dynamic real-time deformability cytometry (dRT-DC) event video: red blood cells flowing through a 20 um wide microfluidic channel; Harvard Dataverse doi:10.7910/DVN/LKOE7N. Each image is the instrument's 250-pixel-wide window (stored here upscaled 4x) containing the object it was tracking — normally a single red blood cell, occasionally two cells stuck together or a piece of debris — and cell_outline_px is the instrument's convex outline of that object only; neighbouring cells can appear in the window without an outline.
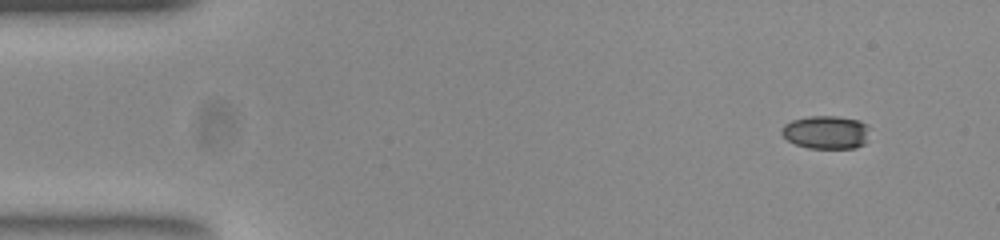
{"species": "common noctule bat (a hibernating species)", "species_latin": "Nyctalus noctula", "temperature_condition": "room temperature", "stored_images_in_passage": 49, "camera_frame_rate_fps": 3000, "um_per_image_px": 0.085, "animal": {"sex": "female", "body_mass_g": 23.0, "forearm_length_mm": 53.4}, "frame": {"image": 1, "passage_image": 1, "time_ms": 0.0, "image_size_px": [1000, 240], "cell_outline_px": [[868, 128], [864, 144], [856, 148], [808, 148], [796, 144], [788, 140], [780, 132], [780, 128], [784, 124], [792, 120], [808, 116], [836, 116], [860, 120], [868, 124]], "centroid_in_image_um": [70.2, 11.23], "position_along_channel_um": 14.8, "area_um2": 17.11}}
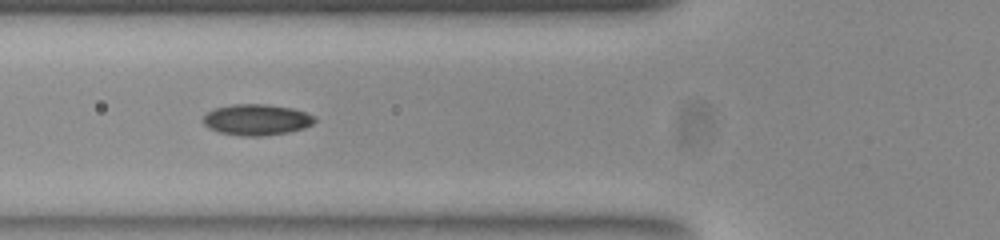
{"frame": {"image": 2, "passage_image": 16, "time_ms": 5.0, "image_size_px": [1000, 240], "cell_outline_px": [[316, 120], [312, 124], [304, 128], [288, 132], [264, 136], [240, 136], [220, 132], [208, 128], [204, 124], [204, 116], [208, 112], [216, 108], [232, 104], [264, 104], [292, 108], [316, 116]], "centroid_in_image_um": [21.83, 10.18], "position_along_channel_um": 104.0, "area_um2": 20.11}}
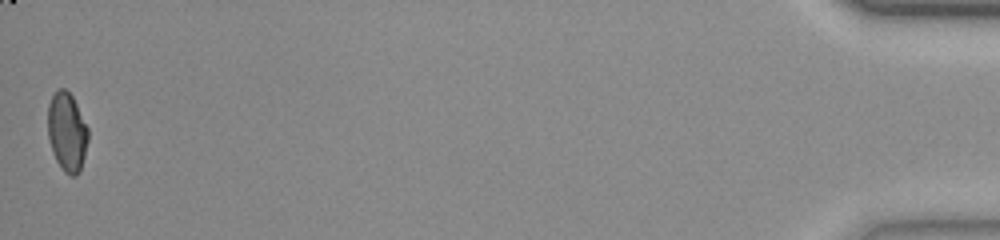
{"frame": {"image": 3, "passage_image": 49, "time_ms": 16.0, "image_size_px": [1000, 240], "cell_outline_px": [[88, 140], [80, 172], [76, 176], [72, 176], [64, 172], [56, 160], [52, 152], [48, 136], [48, 104], [52, 96], [60, 88], [64, 88], [72, 96], [88, 128]], "centroid_in_image_um": [5.69, 11.24], "position_along_channel_um": 429.5, "area_um2": 18.44}, "authors_computed_cell_mechanics": {"area_um2": 18.7272, "velocity_mm_per_s": 3.8737, "shape_relaxation_time_tau1_ms": null, "shape_relaxation_time_tau2_ms": 1.4022, "deformation_change_tau1": null, "deformation_change_tau2": 0.0561}}